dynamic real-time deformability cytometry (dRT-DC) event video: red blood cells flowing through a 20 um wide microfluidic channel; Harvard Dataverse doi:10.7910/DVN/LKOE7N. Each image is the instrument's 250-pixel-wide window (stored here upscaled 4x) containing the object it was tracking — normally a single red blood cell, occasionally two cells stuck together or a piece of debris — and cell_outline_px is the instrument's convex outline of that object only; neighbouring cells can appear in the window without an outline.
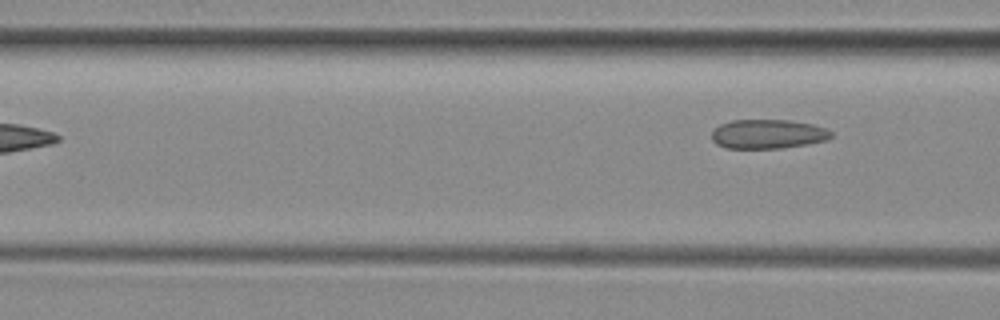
{"species": "common noctule bat (a hibernating species)", "species_latin": "Nyctalus noctula", "temperature_condition": "room temperature", "stored_images_in_passage": 3, "camera_frame_rate_fps": 3000, "um_per_image_px": 0.085, "animal": {"sex": "female", "body_mass_g": 29.2, "forearm_length_mm": 56.3}, "frame": {"image": 1, "passage_image": 3, "time_ms": 2.333, "image_size_px": [1000, 320], "cell_outline_px": [[832, 136], [828, 140], [808, 144], [784, 148], [724, 148], [716, 144], [712, 140], [712, 132], [720, 124], [732, 120], [788, 120], [812, 124], [828, 128], [832, 132]], "centroid_in_image_um": [65.3, 11.4], "position_along_channel_um": 101.3, "area_um2": 20.52}}